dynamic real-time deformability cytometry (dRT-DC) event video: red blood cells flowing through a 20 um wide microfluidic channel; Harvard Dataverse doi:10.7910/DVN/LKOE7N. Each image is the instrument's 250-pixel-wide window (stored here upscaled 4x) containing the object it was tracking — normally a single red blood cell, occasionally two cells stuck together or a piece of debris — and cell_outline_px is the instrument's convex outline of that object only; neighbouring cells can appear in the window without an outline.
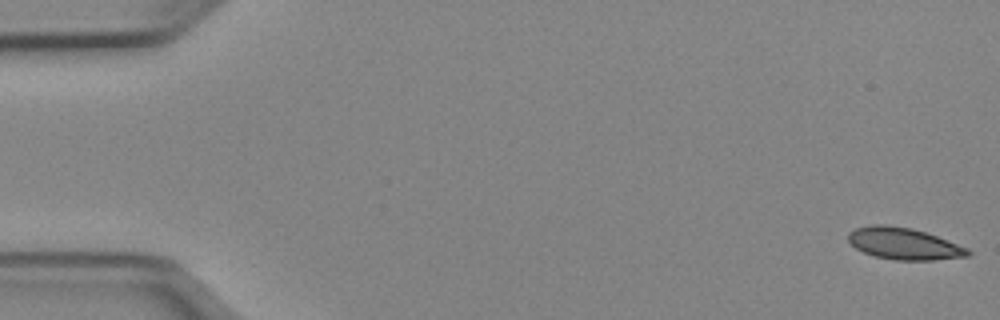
{"species": "Egyptian fruit bat (a non-hibernating species)", "species_latin": "Rousettus aegyptiacus", "temperature_condition": "cold", "stored_images_in_passage": 52, "segment_of_instrument_passage": [1, 2], "camera_frame_rate_fps": 3000, "um_per_image_px": 0.085, "animal": {"sex": "female"}, "frame": {"image": 1, "passage_image": 1, "time_ms": 0.0, "image_size_px": [1000, 320], "cell_outline_px": [[972, 252], [968, 256], [932, 260], [896, 260], [876, 256], [864, 252], [856, 248], [848, 240], [848, 232], [856, 228], [872, 224], [884, 224], [912, 228], [936, 236], [968, 248]], "centroid_in_image_um": [76.82, 20.7], "position_along_channel_um": 8.2, "area_um2": 21.96}}
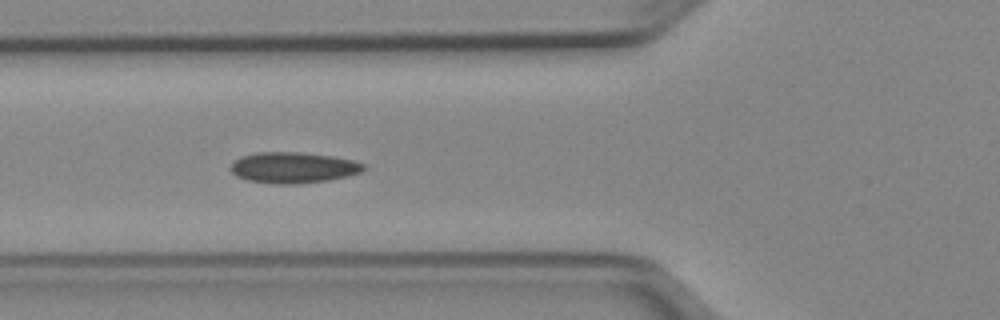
{"frame": {"image": 2, "passage_image": 19, "time_ms": 6.0, "image_size_px": [1000, 320], "cell_outline_px": [[368, 168], [364, 172], [328, 180], [296, 184], [276, 184], [248, 180], [236, 176], [232, 172], [232, 164], [236, 160], [244, 156], [256, 152], [300, 152], [332, 156], [352, 160], [364, 164]], "centroid_in_image_um": [24.98, 14.25], "position_along_channel_um": 100.8, "area_um2": 23.87}}
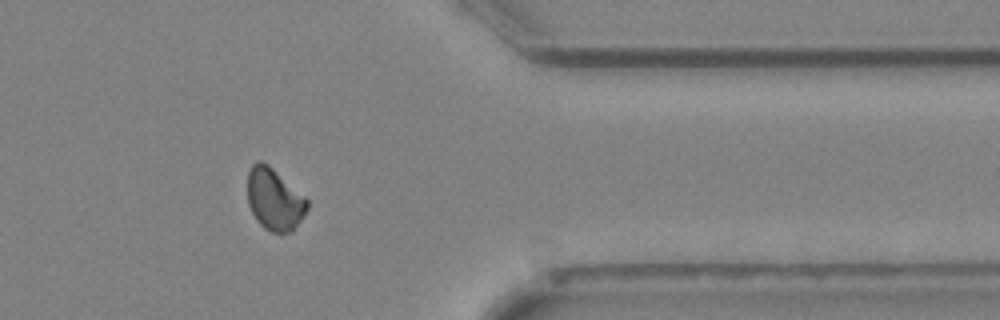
{"frame": {"image": 3, "passage_image": 42, "time_ms": 13.667, "image_size_px": [1000, 320], "cell_outline_px": [[308, 208], [304, 216], [292, 232], [280, 236], [264, 228], [256, 220], [248, 204], [248, 172], [252, 164], [256, 160], [260, 160], [268, 164], [304, 196], [308, 200]], "centroid_in_image_um": [23.33, 16.98], "position_along_channel_um": 388.1, "area_um2": 21.79}}